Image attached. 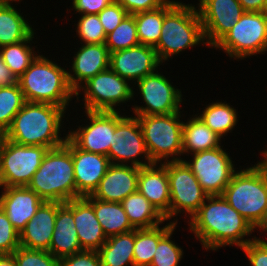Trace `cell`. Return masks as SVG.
<instances>
[{"label":"cell","instance_id":"6da1fadb","mask_svg":"<svg viewBox=\"0 0 267 266\" xmlns=\"http://www.w3.org/2000/svg\"><path fill=\"white\" fill-rule=\"evenodd\" d=\"M187 221V229L207 251L217 252L221 247L234 245L241 249L255 239L254 236L248 238L254 228L222 195L208 196Z\"/></svg>","mask_w":267,"mask_h":266},{"label":"cell","instance_id":"7a4b0ae2","mask_svg":"<svg viewBox=\"0 0 267 266\" xmlns=\"http://www.w3.org/2000/svg\"><path fill=\"white\" fill-rule=\"evenodd\" d=\"M66 112L63 107L53 104L26 101L4 133V138L27 146L49 149L61 146L67 139L63 123ZM62 131L65 132L63 137Z\"/></svg>","mask_w":267,"mask_h":266},{"label":"cell","instance_id":"3957f363","mask_svg":"<svg viewBox=\"0 0 267 266\" xmlns=\"http://www.w3.org/2000/svg\"><path fill=\"white\" fill-rule=\"evenodd\" d=\"M195 6L178 0H168L163 5L160 39L154 47L162 64L186 49L206 44L202 23Z\"/></svg>","mask_w":267,"mask_h":266},{"label":"cell","instance_id":"277c9868","mask_svg":"<svg viewBox=\"0 0 267 266\" xmlns=\"http://www.w3.org/2000/svg\"><path fill=\"white\" fill-rule=\"evenodd\" d=\"M27 187L46 202L65 203L77 198L72 141L51 148Z\"/></svg>","mask_w":267,"mask_h":266},{"label":"cell","instance_id":"5b68a950","mask_svg":"<svg viewBox=\"0 0 267 266\" xmlns=\"http://www.w3.org/2000/svg\"><path fill=\"white\" fill-rule=\"evenodd\" d=\"M55 62L39 54L18 83L25 101L49 103L67 111L75 91L69 85L67 69Z\"/></svg>","mask_w":267,"mask_h":266},{"label":"cell","instance_id":"8992f818","mask_svg":"<svg viewBox=\"0 0 267 266\" xmlns=\"http://www.w3.org/2000/svg\"><path fill=\"white\" fill-rule=\"evenodd\" d=\"M222 196L254 228L267 207V167L257 161L237 169Z\"/></svg>","mask_w":267,"mask_h":266},{"label":"cell","instance_id":"52a82bcc","mask_svg":"<svg viewBox=\"0 0 267 266\" xmlns=\"http://www.w3.org/2000/svg\"><path fill=\"white\" fill-rule=\"evenodd\" d=\"M183 111L166 115H134L141 126L145 146L153 163L184 159L181 157Z\"/></svg>","mask_w":267,"mask_h":266},{"label":"cell","instance_id":"ba28073f","mask_svg":"<svg viewBox=\"0 0 267 266\" xmlns=\"http://www.w3.org/2000/svg\"><path fill=\"white\" fill-rule=\"evenodd\" d=\"M212 48L236 61L267 53V12H244Z\"/></svg>","mask_w":267,"mask_h":266},{"label":"cell","instance_id":"9c48e42d","mask_svg":"<svg viewBox=\"0 0 267 266\" xmlns=\"http://www.w3.org/2000/svg\"><path fill=\"white\" fill-rule=\"evenodd\" d=\"M133 86L117 73L107 68L94 77L88 79L76 91V103L81 101L79 98L83 92V109L87 111H107L116 112L120 104L135 101L136 91ZM119 106V107H118ZM116 107H118L116 109Z\"/></svg>","mask_w":267,"mask_h":266},{"label":"cell","instance_id":"30bf717a","mask_svg":"<svg viewBox=\"0 0 267 266\" xmlns=\"http://www.w3.org/2000/svg\"><path fill=\"white\" fill-rule=\"evenodd\" d=\"M49 148L17 144L3 138L0 145V187L27 186Z\"/></svg>","mask_w":267,"mask_h":266},{"label":"cell","instance_id":"8fae6325","mask_svg":"<svg viewBox=\"0 0 267 266\" xmlns=\"http://www.w3.org/2000/svg\"><path fill=\"white\" fill-rule=\"evenodd\" d=\"M166 169L170 187V220L177 224V216L181 213L190 220L209 195L183 160L167 161Z\"/></svg>","mask_w":267,"mask_h":266},{"label":"cell","instance_id":"7c38bea8","mask_svg":"<svg viewBox=\"0 0 267 266\" xmlns=\"http://www.w3.org/2000/svg\"><path fill=\"white\" fill-rule=\"evenodd\" d=\"M120 112L121 110L115 112V131L107 155L111 164L131 165L139 168L153 164L148 155L137 117L127 116L126 113L120 114Z\"/></svg>","mask_w":267,"mask_h":266},{"label":"cell","instance_id":"4fadbf2b","mask_svg":"<svg viewBox=\"0 0 267 266\" xmlns=\"http://www.w3.org/2000/svg\"><path fill=\"white\" fill-rule=\"evenodd\" d=\"M168 78L157 70L133 84V87L137 86L136 90L139 91L138 94L141 95L144 104L132 105L131 111L134 115H166L182 112L180 105L185 101L182 99V90L176 88Z\"/></svg>","mask_w":267,"mask_h":266},{"label":"cell","instance_id":"5bb4252c","mask_svg":"<svg viewBox=\"0 0 267 266\" xmlns=\"http://www.w3.org/2000/svg\"><path fill=\"white\" fill-rule=\"evenodd\" d=\"M223 145L206 151L191 154V159L183 161L191 169L203 190L209 195H222L233 174L235 164ZM193 155V156H192Z\"/></svg>","mask_w":267,"mask_h":266},{"label":"cell","instance_id":"9a60e30c","mask_svg":"<svg viewBox=\"0 0 267 266\" xmlns=\"http://www.w3.org/2000/svg\"><path fill=\"white\" fill-rule=\"evenodd\" d=\"M87 124L68 130L67 137L80 149L108 155L115 131V112L84 111ZM84 125V126H83Z\"/></svg>","mask_w":267,"mask_h":266},{"label":"cell","instance_id":"2e32d148","mask_svg":"<svg viewBox=\"0 0 267 266\" xmlns=\"http://www.w3.org/2000/svg\"><path fill=\"white\" fill-rule=\"evenodd\" d=\"M199 17L206 46L213 47L241 18L244 9L238 0H198Z\"/></svg>","mask_w":267,"mask_h":266},{"label":"cell","instance_id":"e0dca14e","mask_svg":"<svg viewBox=\"0 0 267 266\" xmlns=\"http://www.w3.org/2000/svg\"><path fill=\"white\" fill-rule=\"evenodd\" d=\"M160 65L154 47L143 44L110 53L109 68L131 85L161 69Z\"/></svg>","mask_w":267,"mask_h":266},{"label":"cell","instance_id":"ac0fdd59","mask_svg":"<svg viewBox=\"0 0 267 266\" xmlns=\"http://www.w3.org/2000/svg\"><path fill=\"white\" fill-rule=\"evenodd\" d=\"M67 70L70 87L76 91L83 83L109 68L110 53L105 43L81 44Z\"/></svg>","mask_w":267,"mask_h":266},{"label":"cell","instance_id":"d6986e66","mask_svg":"<svg viewBox=\"0 0 267 266\" xmlns=\"http://www.w3.org/2000/svg\"><path fill=\"white\" fill-rule=\"evenodd\" d=\"M77 198L92 195L111 165L106 155L87 152L72 142Z\"/></svg>","mask_w":267,"mask_h":266},{"label":"cell","instance_id":"ffe728a7","mask_svg":"<svg viewBox=\"0 0 267 266\" xmlns=\"http://www.w3.org/2000/svg\"><path fill=\"white\" fill-rule=\"evenodd\" d=\"M0 189V207L20 234L45 201L27 186Z\"/></svg>","mask_w":267,"mask_h":266},{"label":"cell","instance_id":"44dd1931","mask_svg":"<svg viewBox=\"0 0 267 266\" xmlns=\"http://www.w3.org/2000/svg\"><path fill=\"white\" fill-rule=\"evenodd\" d=\"M137 190L170 222V187L166 162L141 167Z\"/></svg>","mask_w":267,"mask_h":266},{"label":"cell","instance_id":"7402d4cb","mask_svg":"<svg viewBox=\"0 0 267 266\" xmlns=\"http://www.w3.org/2000/svg\"><path fill=\"white\" fill-rule=\"evenodd\" d=\"M140 168L111 164L92 196L106 202H121L137 191Z\"/></svg>","mask_w":267,"mask_h":266},{"label":"cell","instance_id":"603a6c76","mask_svg":"<svg viewBox=\"0 0 267 266\" xmlns=\"http://www.w3.org/2000/svg\"><path fill=\"white\" fill-rule=\"evenodd\" d=\"M64 204L73 212L81 249L97 251L106 242L107 236L96 218L93 205L85 197Z\"/></svg>","mask_w":267,"mask_h":266},{"label":"cell","instance_id":"cb8c5ba5","mask_svg":"<svg viewBox=\"0 0 267 266\" xmlns=\"http://www.w3.org/2000/svg\"><path fill=\"white\" fill-rule=\"evenodd\" d=\"M57 202H44L20 233V246L27 249L49 250L52 240Z\"/></svg>","mask_w":267,"mask_h":266},{"label":"cell","instance_id":"d4e9b609","mask_svg":"<svg viewBox=\"0 0 267 266\" xmlns=\"http://www.w3.org/2000/svg\"><path fill=\"white\" fill-rule=\"evenodd\" d=\"M48 251L57 259L83 251L77 236L73 212L64 203L57 202V216Z\"/></svg>","mask_w":267,"mask_h":266},{"label":"cell","instance_id":"484cf974","mask_svg":"<svg viewBox=\"0 0 267 266\" xmlns=\"http://www.w3.org/2000/svg\"><path fill=\"white\" fill-rule=\"evenodd\" d=\"M184 121L182 130L183 156H189L200 151L212 150L222 146V137L213 132L195 114L191 117L189 116V118L187 117V121Z\"/></svg>","mask_w":267,"mask_h":266},{"label":"cell","instance_id":"4316f807","mask_svg":"<svg viewBox=\"0 0 267 266\" xmlns=\"http://www.w3.org/2000/svg\"><path fill=\"white\" fill-rule=\"evenodd\" d=\"M22 0H11L0 9V48L10 44H16L26 40L34 31L33 25L24 18V13L17 10L13 2Z\"/></svg>","mask_w":267,"mask_h":266},{"label":"cell","instance_id":"83f0119b","mask_svg":"<svg viewBox=\"0 0 267 266\" xmlns=\"http://www.w3.org/2000/svg\"><path fill=\"white\" fill-rule=\"evenodd\" d=\"M85 198L93 205L96 218L107 237L135 229L129 222L121 203L101 201L92 195Z\"/></svg>","mask_w":267,"mask_h":266},{"label":"cell","instance_id":"f1b7e54d","mask_svg":"<svg viewBox=\"0 0 267 266\" xmlns=\"http://www.w3.org/2000/svg\"><path fill=\"white\" fill-rule=\"evenodd\" d=\"M135 229L107 237L97 250L102 266H134Z\"/></svg>","mask_w":267,"mask_h":266},{"label":"cell","instance_id":"f546056e","mask_svg":"<svg viewBox=\"0 0 267 266\" xmlns=\"http://www.w3.org/2000/svg\"><path fill=\"white\" fill-rule=\"evenodd\" d=\"M120 203L135 229L153 228L165 224V218L138 190Z\"/></svg>","mask_w":267,"mask_h":266},{"label":"cell","instance_id":"4dcf8cb0","mask_svg":"<svg viewBox=\"0 0 267 266\" xmlns=\"http://www.w3.org/2000/svg\"><path fill=\"white\" fill-rule=\"evenodd\" d=\"M227 101H212L202 112L195 114L199 117L213 132L224 138L228 133H232L238 124L239 115L237 109Z\"/></svg>","mask_w":267,"mask_h":266},{"label":"cell","instance_id":"1f68e13d","mask_svg":"<svg viewBox=\"0 0 267 266\" xmlns=\"http://www.w3.org/2000/svg\"><path fill=\"white\" fill-rule=\"evenodd\" d=\"M175 225L171 221L153 228L135 229L134 266H150L158 241ZM161 226V227H160Z\"/></svg>","mask_w":267,"mask_h":266},{"label":"cell","instance_id":"d6a6232c","mask_svg":"<svg viewBox=\"0 0 267 266\" xmlns=\"http://www.w3.org/2000/svg\"><path fill=\"white\" fill-rule=\"evenodd\" d=\"M35 31L24 41L6 45L0 48V54L4 63L8 66L11 72L17 79L29 68L31 63L39 55L34 51L36 46H31L35 39Z\"/></svg>","mask_w":267,"mask_h":266},{"label":"cell","instance_id":"836d02e7","mask_svg":"<svg viewBox=\"0 0 267 266\" xmlns=\"http://www.w3.org/2000/svg\"><path fill=\"white\" fill-rule=\"evenodd\" d=\"M140 44L155 47L163 25V6L156 10L133 14Z\"/></svg>","mask_w":267,"mask_h":266},{"label":"cell","instance_id":"e575fe53","mask_svg":"<svg viewBox=\"0 0 267 266\" xmlns=\"http://www.w3.org/2000/svg\"><path fill=\"white\" fill-rule=\"evenodd\" d=\"M19 83L0 88V131L5 133L13 118L25 104Z\"/></svg>","mask_w":267,"mask_h":266},{"label":"cell","instance_id":"d590c367","mask_svg":"<svg viewBox=\"0 0 267 266\" xmlns=\"http://www.w3.org/2000/svg\"><path fill=\"white\" fill-rule=\"evenodd\" d=\"M138 44L140 42L133 14H128L111 33L106 35L105 45L109 53L128 49Z\"/></svg>","mask_w":267,"mask_h":266},{"label":"cell","instance_id":"8d00e7d4","mask_svg":"<svg viewBox=\"0 0 267 266\" xmlns=\"http://www.w3.org/2000/svg\"><path fill=\"white\" fill-rule=\"evenodd\" d=\"M175 224L159 241L150 266H179L183 259V248L173 241V232L176 230ZM172 239V240H171Z\"/></svg>","mask_w":267,"mask_h":266},{"label":"cell","instance_id":"74e56055","mask_svg":"<svg viewBox=\"0 0 267 266\" xmlns=\"http://www.w3.org/2000/svg\"><path fill=\"white\" fill-rule=\"evenodd\" d=\"M75 30L79 44L105 43L106 34L98 14H81Z\"/></svg>","mask_w":267,"mask_h":266},{"label":"cell","instance_id":"f35d334b","mask_svg":"<svg viewBox=\"0 0 267 266\" xmlns=\"http://www.w3.org/2000/svg\"><path fill=\"white\" fill-rule=\"evenodd\" d=\"M13 256L18 266H57L58 259L47 250L19 247Z\"/></svg>","mask_w":267,"mask_h":266},{"label":"cell","instance_id":"ab89813d","mask_svg":"<svg viewBox=\"0 0 267 266\" xmlns=\"http://www.w3.org/2000/svg\"><path fill=\"white\" fill-rule=\"evenodd\" d=\"M20 247V234L0 207V254H13Z\"/></svg>","mask_w":267,"mask_h":266},{"label":"cell","instance_id":"60d3db41","mask_svg":"<svg viewBox=\"0 0 267 266\" xmlns=\"http://www.w3.org/2000/svg\"><path fill=\"white\" fill-rule=\"evenodd\" d=\"M128 14L122 5L115 1L98 13L105 34L111 33Z\"/></svg>","mask_w":267,"mask_h":266},{"label":"cell","instance_id":"b9f144b4","mask_svg":"<svg viewBox=\"0 0 267 266\" xmlns=\"http://www.w3.org/2000/svg\"><path fill=\"white\" fill-rule=\"evenodd\" d=\"M57 266H102L97 251L83 250L71 256L58 259Z\"/></svg>","mask_w":267,"mask_h":266},{"label":"cell","instance_id":"7bdbcfd3","mask_svg":"<svg viewBox=\"0 0 267 266\" xmlns=\"http://www.w3.org/2000/svg\"><path fill=\"white\" fill-rule=\"evenodd\" d=\"M241 250L246 254L251 266H267V243L254 239Z\"/></svg>","mask_w":267,"mask_h":266},{"label":"cell","instance_id":"ee69618b","mask_svg":"<svg viewBox=\"0 0 267 266\" xmlns=\"http://www.w3.org/2000/svg\"><path fill=\"white\" fill-rule=\"evenodd\" d=\"M121 4L129 14L152 11L163 6L168 0H113Z\"/></svg>","mask_w":267,"mask_h":266},{"label":"cell","instance_id":"f6af8a7d","mask_svg":"<svg viewBox=\"0 0 267 266\" xmlns=\"http://www.w3.org/2000/svg\"><path fill=\"white\" fill-rule=\"evenodd\" d=\"M113 0H72V8L76 14H98Z\"/></svg>","mask_w":267,"mask_h":266},{"label":"cell","instance_id":"bcb514c9","mask_svg":"<svg viewBox=\"0 0 267 266\" xmlns=\"http://www.w3.org/2000/svg\"><path fill=\"white\" fill-rule=\"evenodd\" d=\"M18 83L17 77L11 72L8 66L4 63L0 54V88L9 87Z\"/></svg>","mask_w":267,"mask_h":266},{"label":"cell","instance_id":"7dc6e473","mask_svg":"<svg viewBox=\"0 0 267 266\" xmlns=\"http://www.w3.org/2000/svg\"><path fill=\"white\" fill-rule=\"evenodd\" d=\"M245 12H266L267 0H238Z\"/></svg>","mask_w":267,"mask_h":266},{"label":"cell","instance_id":"c3c4849f","mask_svg":"<svg viewBox=\"0 0 267 266\" xmlns=\"http://www.w3.org/2000/svg\"><path fill=\"white\" fill-rule=\"evenodd\" d=\"M255 230H259L258 232H260L261 234H260V236L262 235V236H265V235H267V207H266V210L264 211V213H263V216H262V218L260 219V221L257 223V225L254 227V232H255ZM263 231V232H262ZM266 232V233H265ZM265 234V235H264ZM254 238H255V240H257V241H260V242H264V243H267V240L266 239H261L260 237L258 238V236L257 237H255L254 236Z\"/></svg>","mask_w":267,"mask_h":266},{"label":"cell","instance_id":"681fc988","mask_svg":"<svg viewBox=\"0 0 267 266\" xmlns=\"http://www.w3.org/2000/svg\"><path fill=\"white\" fill-rule=\"evenodd\" d=\"M0 266H18L13 254H0Z\"/></svg>","mask_w":267,"mask_h":266},{"label":"cell","instance_id":"f907efd6","mask_svg":"<svg viewBox=\"0 0 267 266\" xmlns=\"http://www.w3.org/2000/svg\"><path fill=\"white\" fill-rule=\"evenodd\" d=\"M263 159L260 160L266 167H267V148L265 149V151L263 150V152H260Z\"/></svg>","mask_w":267,"mask_h":266},{"label":"cell","instance_id":"816d5d0a","mask_svg":"<svg viewBox=\"0 0 267 266\" xmlns=\"http://www.w3.org/2000/svg\"><path fill=\"white\" fill-rule=\"evenodd\" d=\"M11 0H0V9L3 8L7 3H9Z\"/></svg>","mask_w":267,"mask_h":266},{"label":"cell","instance_id":"f5cc1de1","mask_svg":"<svg viewBox=\"0 0 267 266\" xmlns=\"http://www.w3.org/2000/svg\"><path fill=\"white\" fill-rule=\"evenodd\" d=\"M3 138H4V133L0 131V145H1Z\"/></svg>","mask_w":267,"mask_h":266}]
</instances>
